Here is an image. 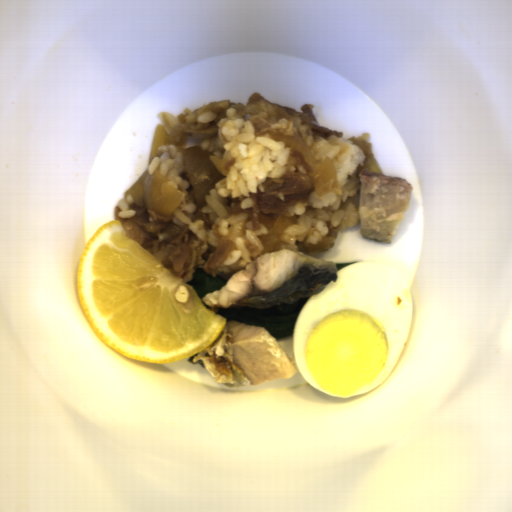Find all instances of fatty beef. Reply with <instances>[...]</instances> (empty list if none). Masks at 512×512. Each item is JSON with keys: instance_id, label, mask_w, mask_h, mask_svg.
I'll use <instances>...</instances> for the list:
<instances>
[{"instance_id": "fatty-beef-1", "label": "fatty beef", "mask_w": 512, "mask_h": 512, "mask_svg": "<svg viewBox=\"0 0 512 512\" xmlns=\"http://www.w3.org/2000/svg\"><path fill=\"white\" fill-rule=\"evenodd\" d=\"M122 209L114 207V220H119L125 237L133 238L162 266L185 284L195 270H204L212 278L216 276L234 251L235 240L243 243L249 254L256 251L247 239L243 220L233 222L226 234H220L218 225L210 220L203 206L194 211L182 212L190 221H202L215 236L218 243L212 247L197 237L189 226L172 215L161 216L157 212L144 210L135 204L130 206L134 214L121 218Z\"/></svg>"}, {"instance_id": "fatty-beef-2", "label": "fatty beef", "mask_w": 512, "mask_h": 512, "mask_svg": "<svg viewBox=\"0 0 512 512\" xmlns=\"http://www.w3.org/2000/svg\"><path fill=\"white\" fill-rule=\"evenodd\" d=\"M310 169L298 149L291 150L286 162L285 173L276 178H266L257 191L248 193L253 201L251 209H242L243 196L225 197L223 202L228 214H244L251 222V232L262 243V252L284 250L285 232L299 221L287 217L293 204L310 202L315 192Z\"/></svg>"}, {"instance_id": "fatty-beef-3", "label": "fatty beef", "mask_w": 512, "mask_h": 512, "mask_svg": "<svg viewBox=\"0 0 512 512\" xmlns=\"http://www.w3.org/2000/svg\"><path fill=\"white\" fill-rule=\"evenodd\" d=\"M314 108L315 105L305 103L300 111H297L276 104L255 91L246 103H236L227 99L203 105L196 110L185 107L177 116L165 110L160 112L162 126L167 133L164 144L182 147L188 139L212 140L218 135L217 125L220 119L227 117L228 109H234L241 119L250 121L255 129L271 128L280 120L297 117L314 137L326 140L331 137L342 138L343 132L322 126L317 121L313 113ZM210 110L217 114L215 120L205 124L196 121L197 116Z\"/></svg>"}, {"instance_id": "fatty-beef-4", "label": "fatty beef", "mask_w": 512, "mask_h": 512, "mask_svg": "<svg viewBox=\"0 0 512 512\" xmlns=\"http://www.w3.org/2000/svg\"><path fill=\"white\" fill-rule=\"evenodd\" d=\"M326 224L327 233L317 244H310L305 241L297 240V252H303L311 256L316 252H325L328 249L334 247L335 241L338 238L341 230L339 227L334 226L333 222L326 221Z\"/></svg>"}, {"instance_id": "fatty-beef-5", "label": "fatty beef", "mask_w": 512, "mask_h": 512, "mask_svg": "<svg viewBox=\"0 0 512 512\" xmlns=\"http://www.w3.org/2000/svg\"><path fill=\"white\" fill-rule=\"evenodd\" d=\"M370 138H372L371 135L365 132L362 136L347 137L346 139L350 141L352 145H358L363 155L365 156L363 165L358 164L357 166L355 173L356 178H360V172L365 170L367 163L370 161L372 157H374L373 144L369 142Z\"/></svg>"}]
</instances>
